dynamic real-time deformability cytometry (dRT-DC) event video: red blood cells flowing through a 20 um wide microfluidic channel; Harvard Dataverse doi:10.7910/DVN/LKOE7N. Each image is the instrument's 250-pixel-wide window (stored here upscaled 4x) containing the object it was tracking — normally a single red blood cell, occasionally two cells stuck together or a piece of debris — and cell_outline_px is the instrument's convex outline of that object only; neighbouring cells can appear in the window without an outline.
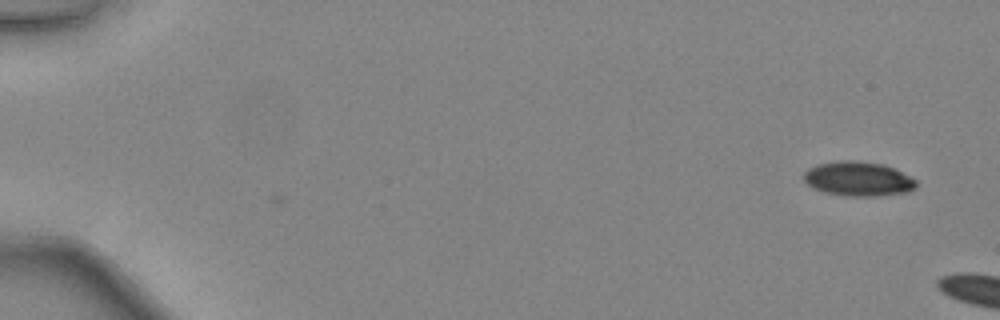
{"species": "common noctule bat (a hibernating species)", "species_latin": "Nyctalus noctula", "temperature_condition": "warm", "stored_images_in_passage": 2, "camera_frame_rate_fps": 3000, "um_per_image_px": 0.085, "animal": {"sex": "female", "body_mass_g": 24.6, "forearm_length_mm": 56.2}, "frame": {"image": 1, "passage_image": 1, "time_ms": 0.0, "image_size_px": [1000, 320], "cell_outline_px": [[916, 188], [908, 192], [876, 196], [844, 196], [824, 192], [812, 188], [804, 180], [804, 172], [808, 168], [820, 164], [840, 160], [852, 160], [884, 164], [916, 180]], "centroid_in_image_um": [72.93, 15.21], "position_along_channel_um": 12.1, "area_um2": 22.48}}